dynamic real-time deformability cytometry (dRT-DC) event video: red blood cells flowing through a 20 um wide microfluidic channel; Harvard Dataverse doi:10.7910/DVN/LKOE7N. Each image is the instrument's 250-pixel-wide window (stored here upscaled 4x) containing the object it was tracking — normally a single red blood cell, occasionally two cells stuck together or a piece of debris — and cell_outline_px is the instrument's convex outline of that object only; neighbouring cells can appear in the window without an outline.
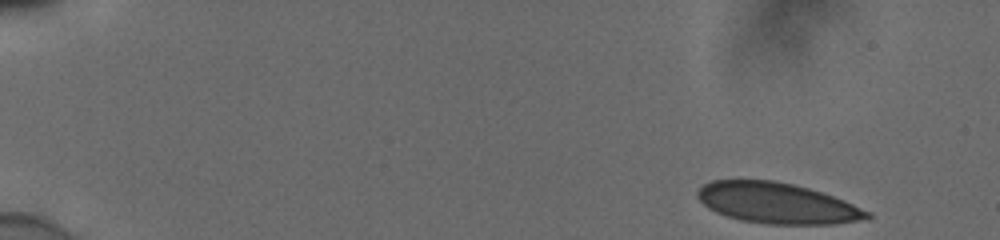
{"species": "human", "species_latin": "Homo sapiens", "temperature_condition": "cold", "stored_images_in_passage": 50, "camera_frame_rate_fps": 3000, "um_per_image_px": 0.085, "donor": {"sex": "male"}, "frame": {"image": 1, "passage_image": 1, "time_ms": 0.0, "image_size_px": [1000, 240], "cell_outline_px": [[872, 216], [856, 220], [832, 224], [764, 224], [740, 220], [716, 212], [708, 208], [696, 196], [696, 192], [704, 184], [712, 180], [772, 180], [792, 184], [808, 188], [844, 200], [872, 212]], "centroid_in_image_um": [66.02, 17.26], "position_along_channel_um": 19.0, "area_um2": 40.0}}
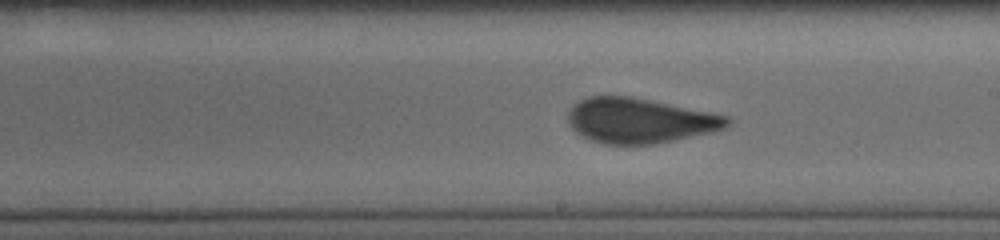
{"frame": {"image": 2, "passage_image": 29, "time_ms": 9.333, "image_size_px": [1000, 240], "cell_outline_px": [[732, 120], [724, 128], [712, 132], [652, 144], [604, 144], [580, 136], [568, 124], [568, 112], [580, 100], [588, 96], [628, 96], [712, 112], [728, 116]], "centroid_in_image_um": [54.36, 10.25], "position_along_channel_um": 234.6, "area_um2": 41.44}}
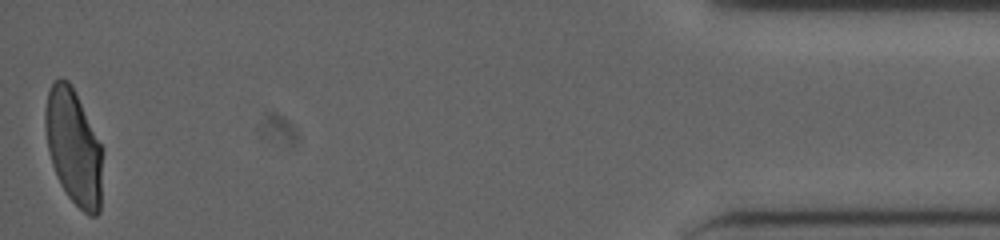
{"frame": {"image": 3, "passage_image": 50, "time_ms": 16.333, "image_size_px": [1000, 240], "cell_outline_px": [[104, 148], [100, 212], [96, 216], [88, 216], [68, 196], [60, 184], [52, 164], [48, 148], [44, 128], [44, 108], [48, 92], [52, 84], [60, 76], [68, 80]], "centroid_in_image_um": [6.28, 12.53], "position_along_channel_um": 428.9, "area_um2": 38.96}}